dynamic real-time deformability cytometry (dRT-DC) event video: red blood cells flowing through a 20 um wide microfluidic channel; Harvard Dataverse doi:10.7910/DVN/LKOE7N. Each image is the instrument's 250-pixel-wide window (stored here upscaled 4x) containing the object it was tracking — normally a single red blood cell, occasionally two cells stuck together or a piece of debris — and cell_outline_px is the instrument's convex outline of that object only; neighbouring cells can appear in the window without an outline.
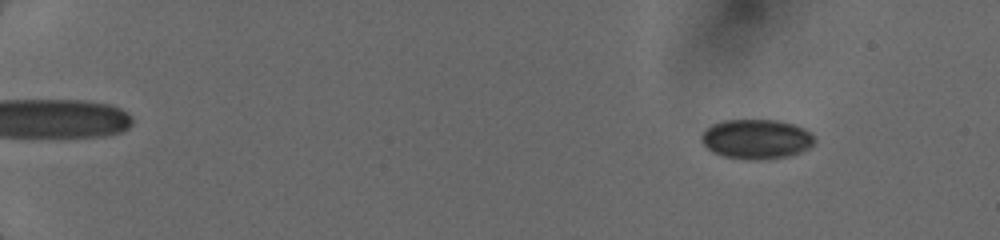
{"species": "human", "species_latin": "Homo sapiens", "temperature_condition": "cold", "stored_images_in_passage": 13, "camera_frame_rate_fps": 3000, "um_per_image_px": 0.085, "donor": {"sex": "female"}, "frame": {"image": 1, "passage_image": 4, "time_ms": 2.0, "image_size_px": [1000, 240], "cell_outline_px": [[816, 140], [808, 148], [800, 152], [788, 156], [756, 160], [752, 160], [724, 156], [712, 152], [700, 140], [700, 136], [712, 124], [724, 120], [776, 120], [796, 124], [804, 128]], "centroid_in_image_um": [64.29, 11.81], "position_along_channel_um": 20.7, "area_um2": 26.01}}
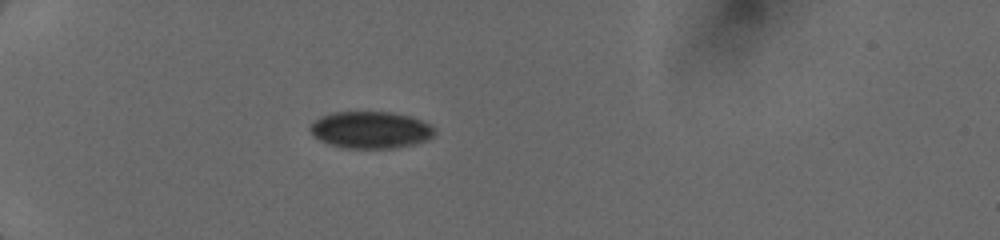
{"frame": {"image": 2, "passage_image": 10, "time_ms": 5.667, "image_size_px": [1000, 240], "cell_outline_px": [[436, 132], [428, 140], [412, 144], [392, 148], [344, 148], [320, 140], [312, 136], [308, 128], [320, 116], [332, 112], [392, 112], [408, 116], [420, 120], [436, 128]], "centroid_in_image_um": [31.49, 11.04], "position_along_channel_um": 53.5, "area_um2": 26.7}}
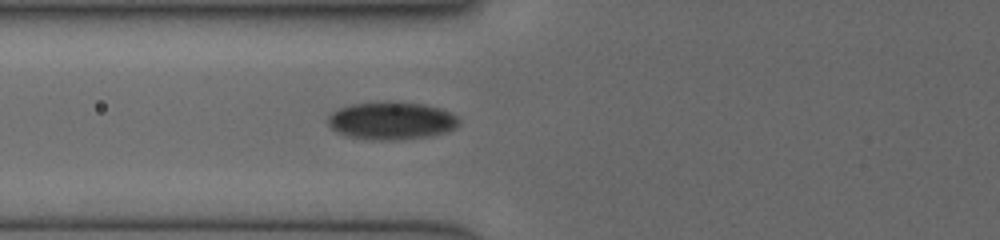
{"frame": {"image": 3, "passage_image": 13, "time_ms": 7.333, "image_size_px": [1000, 240], "cell_outline_px": [[460, 124], [444, 132], [428, 136], [392, 140], [372, 140], [348, 136], [336, 132], [328, 124], [328, 116], [332, 112], [340, 108], [352, 104], [424, 104], [440, 108], [456, 116], [460, 120]], "centroid_in_image_um": [33.25, 10.3], "position_along_channel_um": 92.5, "area_um2": 27.8}}